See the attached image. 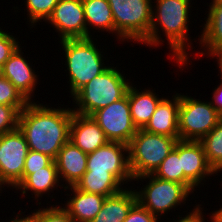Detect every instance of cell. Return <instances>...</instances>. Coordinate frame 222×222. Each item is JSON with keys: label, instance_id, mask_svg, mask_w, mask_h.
Segmentation results:
<instances>
[{"label": "cell", "instance_id": "21", "mask_svg": "<svg viewBox=\"0 0 222 222\" xmlns=\"http://www.w3.org/2000/svg\"><path fill=\"white\" fill-rule=\"evenodd\" d=\"M136 81L130 84L127 95L129 100L131 118L134 126L138 129H144L151 119L157 105L164 97L156 93V88L136 86ZM135 84V85H134ZM141 87V88H140Z\"/></svg>", "mask_w": 222, "mask_h": 222}, {"label": "cell", "instance_id": "5", "mask_svg": "<svg viewBox=\"0 0 222 222\" xmlns=\"http://www.w3.org/2000/svg\"><path fill=\"white\" fill-rule=\"evenodd\" d=\"M133 181H136L137 185H143L141 187L135 184L132 185L137 195V201L151 214L156 216L160 222L162 219V222H164V218L168 219L170 211L175 214L176 210L179 211L180 208H183L182 206L187 205L188 201H191L190 198L193 200L195 197L185 185L159 179L153 174L139 176L134 178Z\"/></svg>", "mask_w": 222, "mask_h": 222}, {"label": "cell", "instance_id": "9", "mask_svg": "<svg viewBox=\"0 0 222 222\" xmlns=\"http://www.w3.org/2000/svg\"><path fill=\"white\" fill-rule=\"evenodd\" d=\"M29 147L24 135L16 128L0 135V186L14 190L21 182Z\"/></svg>", "mask_w": 222, "mask_h": 222}, {"label": "cell", "instance_id": "34", "mask_svg": "<svg viewBox=\"0 0 222 222\" xmlns=\"http://www.w3.org/2000/svg\"><path fill=\"white\" fill-rule=\"evenodd\" d=\"M160 220L145 209L138 201L130 209L123 222H159Z\"/></svg>", "mask_w": 222, "mask_h": 222}, {"label": "cell", "instance_id": "17", "mask_svg": "<svg viewBox=\"0 0 222 222\" xmlns=\"http://www.w3.org/2000/svg\"><path fill=\"white\" fill-rule=\"evenodd\" d=\"M170 92L173 94L165 95L160 100L144 130L158 135L180 138L178 124L180 93L175 90Z\"/></svg>", "mask_w": 222, "mask_h": 222}, {"label": "cell", "instance_id": "32", "mask_svg": "<svg viewBox=\"0 0 222 222\" xmlns=\"http://www.w3.org/2000/svg\"><path fill=\"white\" fill-rule=\"evenodd\" d=\"M52 161L53 159L46 154L29 150L25 159L22 181L34 171L44 170Z\"/></svg>", "mask_w": 222, "mask_h": 222}, {"label": "cell", "instance_id": "37", "mask_svg": "<svg viewBox=\"0 0 222 222\" xmlns=\"http://www.w3.org/2000/svg\"><path fill=\"white\" fill-rule=\"evenodd\" d=\"M209 59H213L215 63L217 62V69H218V77H220V80H218L220 83H222V53H215V54H210L206 56ZM216 59V60H215Z\"/></svg>", "mask_w": 222, "mask_h": 222}, {"label": "cell", "instance_id": "6", "mask_svg": "<svg viewBox=\"0 0 222 222\" xmlns=\"http://www.w3.org/2000/svg\"><path fill=\"white\" fill-rule=\"evenodd\" d=\"M107 1L112 10L118 44H144L152 23V0Z\"/></svg>", "mask_w": 222, "mask_h": 222}, {"label": "cell", "instance_id": "22", "mask_svg": "<svg viewBox=\"0 0 222 222\" xmlns=\"http://www.w3.org/2000/svg\"><path fill=\"white\" fill-rule=\"evenodd\" d=\"M87 25V38L95 37V32L114 36L115 26L112 10L107 0H82ZM98 30V31H97ZM93 35V36H92Z\"/></svg>", "mask_w": 222, "mask_h": 222}, {"label": "cell", "instance_id": "12", "mask_svg": "<svg viewBox=\"0 0 222 222\" xmlns=\"http://www.w3.org/2000/svg\"><path fill=\"white\" fill-rule=\"evenodd\" d=\"M21 45L15 50V52L9 57V59L0 68V74L7 78L29 101H38L39 96L35 93L39 92L37 84H41L39 81L41 78L39 75L40 71H36L35 64L32 62L30 57H26L24 52H26L25 46ZM27 58V59H26ZM28 60V61H27ZM32 62V63H31ZM34 63V64H33ZM33 65V66H32ZM38 73V75H37ZM37 88V89H36ZM38 90V91H37ZM36 91V92H35ZM38 97V100L36 98ZM36 98V99H35Z\"/></svg>", "mask_w": 222, "mask_h": 222}, {"label": "cell", "instance_id": "20", "mask_svg": "<svg viewBox=\"0 0 222 222\" xmlns=\"http://www.w3.org/2000/svg\"><path fill=\"white\" fill-rule=\"evenodd\" d=\"M88 154L71 141L64 144L55 159L58 176L64 187L75 186L87 171Z\"/></svg>", "mask_w": 222, "mask_h": 222}, {"label": "cell", "instance_id": "30", "mask_svg": "<svg viewBox=\"0 0 222 222\" xmlns=\"http://www.w3.org/2000/svg\"><path fill=\"white\" fill-rule=\"evenodd\" d=\"M197 200H195L194 202L196 203L195 205L193 204V208L191 207V205L189 206H186L187 210L186 211H183L184 214L186 212V214L184 215L183 212L180 213V211L178 212V215H177V212H176V219H174V217L172 218H168L167 222H206L205 220H207L208 222H214V216H213V212L211 211V214L210 213H207L206 214V211L208 209H204V206L202 204H199L200 202H196ZM203 206V207H202ZM191 207V209L189 210V208ZM189 210V212H188ZM205 214V215H204ZM208 215V216H207ZM173 219V220H172ZM209 219V220H208ZM172 220V221H171ZM166 222V220H164Z\"/></svg>", "mask_w": 222, "mask_h": 222}, {"label": "cell", "instance_id": "36", "mask_svg": "<svg viewBox=\"0 0 222 222\" xmlns=\"http://www.w3.org/2000/svg\"><path fill=\"white\" fill-rule=\"evenodd\" d=\"M25 213H26L25 209H24V212H23V209H20L18 213L13 211L14 215L12 216L14 217L12 218V216L11 217L9 216L10 219H8L9 221L7 220V222H35L34 219L28 214V212H27V215H25Z\"/></svg>", "mask_w": 222, "mask_h": 222}, {"label": "cell", "instance_id": "18", "mask_svg": "<svg viewBox=\"0 0 222 222\" xmlns=\"http://www.w3.org/2000/svg\"><path fill=\"white\" fill-rule=\"evenodd\" d=\"M64 204H60L67 211L74 222H91L100 212L105 196L93 193H87L77 189L75 186L65 187ZM71 191V192H70Z\"/></svg>", "mask_w": 222, "mask_h": 222}, {"label": "cell", "instance_id": "24", "mask_svg": "<svg viewBox=\"0 0 222 222\" xmlns=\"http://www.w3.org/2000/svg\"><path fill=\"white\" fill-rule=\"evenodd\" d=\"M75 187L87 193L109 197L121 192L125 186L112 173L85 172Z\"/></svg>", "mask_w": 222, "mask_h": 222}, {"label": "cell", "instance_id": "11", "mask_svg": "<svg viewBox=\"0 0 222 222\" xmlns=\"http://www.w3.org/2000/svg\"><path fill=\"white\" fill-rule=\"evenodd\" d=\"M90 116L104 131L109 141L128 145L137 132L131 118L127 94L120 100L95 111Z\"/></svg>", "mask_w": 222, "mask_h": 222}, {"label": "cell", "instance_id": "15", "mask_svg": "<svg viewBox=\"0 0 222 222\" xmlns=\"http://www.w3.org/2000/svg\"><path fill=\"white\" fill-rule=\"evenodd\" d=\"M178 158L184 176L198 188L200 192L204 185L212 179V176H219L208 163L203 146L199 141L179 140Z\"/></svg>", "mask_w": 222, "mask_h": 222}, {"label": "cell", "instance_id": "8", "mask_svg": "<svg viewBox=\"0 0 222 222\" xmlns=\"http://www.w3.org/2000/svg\"><path fill=\"white\" fill-rule=\"evenodd\" d=\"M190 95L180 92L179 137L182 141H200L218 124L222 116L209 100Z\"/></svg>", "mask_w": 222, "mask_h": 222}, {"label": "cell", "instance_id": "16", "mask_svg": "<svg viewBox=\"0 0 222 222\" xmlns=\"http://www.w3.org/2000/svg\"><path fill=\"white\" fill-rule=\"evenodd\" d=\"M208 8L205 9V22L201 23L200 35L196 38L199 40L198 51L193 53L194 60L200 57L208 56L210 54L222 53V0H211L205 3ZM203 28V29H202ZM200 47V48H199Z\"/></svg>", "mask_w": 222, "mask_h": 222}, {"label": "cell", "instance_id": "29", "mask_svg": "<svg viewBox=\"0 0 222 222\" xmlns=\"http://www.w3.org/2000/svg\"><path fill=\"white\" fill-rule=\"evenodd\" d=\"M28 103L22 93L0 74V104L15 106L21 112Z\"/></svg>", "mask_w": 222, "mask_h": 222}, {"label": "cell", "instance_id": "25", "mask_svg": "<svg viewBox=\"0 0 222 222\" xmlns=\"http://www.w3.org/2000/svg\"><path fill=\"white\" fill-rule=\"evenodd\" d=\"M153 175L162 180L173 181L185 185L193 193V196L196 194L194 192L198 190L184 176L183 171L181 170V164L178 158V142Z\"/></svg>", "mask_w": 222, "mask_h": 222}, {"label": "cell", "instance_id": "39", "mask_svg": "<svg viewBox=\"0 0 222 222\" xmlns=\"http://www.w3.org/2000/svg\"><path fill=\"white\" fill-rule=\"evenodd\" d=\"M3 191H4V190H3L2 187L0 186V196L2 195V193H4Z\"/></svg>", "mask_w": 222, "mask_h": 222}, {"label": "cell", "instance_id": "26", "mask_svg": "<svg viewBox=\"0 0 222 222\" xmlns=\"http://www.w3.org/2000/svg\"><path fill=\"white\" fill-rule=\"evenodd\" d=\"M199 142L203 146L208 163L220 175L222 173V119Z\"/></svg>", "mask_w": 222, "mask_h": 222}, {"label": "cell", "instance_id": "33", "mask_svg": "<svg viewBox=\"0 0 222 222\" xmlns=\"http://www.w3.org/2000/svg\"><path fill=\"white\" fill-rule=\"evenodd\" d=\"M19 115L15 106L0 104V135L18 128Z\"/></svg>", "mask_w": 222, "mask_h": 222}, {"label": "cell", "instance_id": "38", "mask_svg": "<svg viewBox=\"0 0 222 222\" xmlns=\"http://www.w3.org/2000/svg\"><path fill=\"white\" fill-rule=\"evenodd\" d=\"M212 212L214 216V222H222V205L220 206V208L213 209Z\"/></svg>", "mask_w": 222, "mask_h": 222}, {"label": "cell", "instance_id": "7", "mask_svg": "<svg viewBox=\"0 0 222 222\" xmlns=\"http://www.w3.org/2000/svg\"><path fill=\"white\" fill-rule=\"evenodd\" d=\"M179 140L180 138L138 129L128 144L129 165L133 178L153 174Z\"/></svg>", "mask_w": 222, "mask_h": 222}, {"label": "cell", "instance_id": "2", "mask_svg": "<svg viewBox=\"0 0 222 222\" xmlns=\"http://www.w3.org/2000/svg\"><path fill=\"white\" fill-rule=\"evenodd\" d=\"M69 106L61 102L54 106L52 103L47 105L45 101L27 104L20 112L18 128L24 135L29 150L56 159L58 152L69 141L73 116V110Z\"/></svg>", "mask_w": 222, "mask_h": 222}, {"label": "cell", "instance_id": "3", "mask_svg": "<svg viewBox=\"0 0 222 222\" xmlns=\"http://www.w3.org/2000/svg\"><path fill=\"white\" fill-rule=\"evenodd\" d=\"M98 40L95 36L58 41L59 46H61L58 48H61L58 53H61L62 50L61 55L63 54V56L60 55V59L65 58L64 62L61 60V64L65 66H61V70L65 68L64 75L66 74V79L68 78L66 80L68 84L66 85L69 87L66 90L69 89L67 92L71 98L90 80L100 75L111 65L109 60L110 58L113 59L112 55L110 54V57L107 58L108 54L106 52L108 48L106 47L105 51L102 45L101 49V43L98 45Z\"/></svg>", "mask_w": 222, "mask_h": 222}, {"label": "cell", "instance_id": "31", "mask_svg": "<svg viewBox=\"0 0 222 222\" xmlns=\"http://www.w3.org/2000/svg\"><path fill=\"white\" fill-rule=\"evenodd\" d=\"M1 22L0 25H2ZM0 26V68L3 64L9 59V57L15 52V50L21 45L19 37H17L14 33L8 32L9 27L4 29ZM6 28V29H5ZM7 30V31H6Z\"/></svg>", "mask_w": 222, "mask_h": 222}, {"label": "cell", "instance_id": "27", "mask_svg": "<svg viewBox=\"0 0 222 222\" xmlns=\"http://www.w3.org/2000/svg\"><path fill=\"white\" fill-rule=\"evenodd\" d=\"M24 3L22 5L25 6L24 9V21L30 28L29 31L33 28L38 27L37 25L41 22H46L48 18L51 16L54 7L57 5L59 0H22ZM26 12V13H25ZM38 23V24H37ZM32 28V29H31Z\"/></svg>", "mask_w": 222, "mask_h": 222}, {"label": "cell", "instance_id": "35", "mask_svg": "<svg viewBox=\"0 0 222 222\" xmlns=\"http://www.w3.org/2000/svg\"><path fill=\"white\" fill-rule=\"evenodd\" d=\"M210 97V103L215 108V110L222 116V83L218 82V85L214 86Z\"/></svg>", "mask_w": 222, "mask_h": 222}, {"label": "cell", "instance_id": "4", "mask_svg": "<svg viewBox=\"0 0 222 222\" xmlns=\"http://www.w3.org/2000/svg\"><path fill=\"white\" fill-rule=\"evenodd\" d=\"M114 64V62L111 63L106 70L90 80L72 98H69L72 103L71 100H68V104H72L74 113L90 116L95 111L120 100L126 95L132 83L131 76L124 74L125 71L117 67L121 66L119 63L115 64L116 67Z\"/></svg>", "mask_w": 222, "mask_h": 222}, {"label": "cell", "instance_id": "28", "mask_svg": "<svg viewBox=\"0 0 222 222\" xmlns=\"http://www.w3.org/2000/svg\"><path fill=\"white\" fill-rule=\"evenodd\" d=\"M53 201L56 202L53 205L46 204V207L39 204L34 210H29V215L35 222H74L67 211L60 205V202H57V199Z\"/></svg>", "mask_w": 222, "mask_h": 222}, {"label": "cell", "instance_id": "19", "mask_svg": "<svg viewBox=\"0 0 222 222\" xmlns=\"http://www.w3.org/2000/svg\"><path fill=\"white\" fill-rule=\"evenodd\" d=\"M69 141L86 154L106 145L109 140L91 116L73 112Z\"/></svg>", "mask_w": 222, "mask_h": 222}, {"label": "cell", "instance_id": "1", "mask_svg": "<svg viewBox=\"0 0 222 222\" xmlns=\"http://www.w3.org/2000/svg\"><path fill=\"white\" fill-rule=\"evenodd\" d=\"M194 1L197 0H152V23L148 40L143 46H147L150 50L153 47L156 50L163 47L165 43L167 50L169 49V54H166L169 61L171 62L172 58V62L180 69L171 73L178 72V77L179 74H183V71L186 72V69L193 67L192 63L195 61L190 58L192 59L193 56L192 51H196L194 44L199 46V40L195 38L193 41L191 39L193 36L189 34L192 27L190 19H194L191 13L196 10L197 13L194 16L199 14L198 9H193L197 8L192 6L196 3ZM188 66L191 67L187 68Z\"/></svg>", "mask_w": 222, "mask_h": 222}, {"label": "cell", "instance_id": "14", "mask_svg": "<svg viewBox=\"0 0 222 222\" xmlns=\"http://www.w3.org/2000/svg\"><path fill=\"white\" fill-rule=\"evenodd\" d=\"M61 188V189H59ZM65 187L61 184L57 166L55 163V160H53L47 167L44 168V170H38L34 171V173L28 175L15 189L14 193H19L21 195L19 199H30L33 203V200H35L37 205H41L42 198L44 196V200L46 204H51L50 199H56L57 197L55 194L60 191L61 195L64 193L62 190ZM56 189V192L54 193V190ZM29 192V193H28ZM54 193V194H51ZM34 195V196H33ZM31 196V197H30ZM49 197V198H48ZM32 198V199H31ZM47 198V200H46ZM41 200V201H39ZM39 201V202H38Z\"/></svg>", "mask_w": 222, "mask_h": 222}, {"label": "cell", "instance_id": "13", "mask_svg": "<svg viewBox=\"0 0 222 222\" xmlns=\"http://www.w3.org/2000/svg\"><path fill=\"white\" fill-rule=\"evenodd\" d=\"M46 23L49 28L52 27V30H55L59 41L87 38L82 0H59Z\"/></svg>", "mask_w": 222, "mask_h": 222}, {"label": "cell", "instance_id": "10", "mask_svg": "<svg viewBox=\"0 0 222 222\" xmlns=\"http://www.w3.org/2000/svg\"><path fill=\"white\" fill-rule=\"evenodd\" d=\"M86 172L112 173L125 187L132 186L134 178L129 165L128 145L109 141L89 153Z\"/></svg>", "mask_w": 222, "mask_h": 222}, {"label": "cell", "instance_id": "23", "mask_svg": "<svg viewBox=\"0 0 222 222\" xmlns=\"http://www.w3.org/2000/svg\"><path fill=\"white\" fill-rule=\"evenodd\" d=\"M136 202L134 187H125L121 192L105 198L100 212L91 222H123Z\"/></svg>", "mask_w": 222, "mask_h": 222}]
</instances>
